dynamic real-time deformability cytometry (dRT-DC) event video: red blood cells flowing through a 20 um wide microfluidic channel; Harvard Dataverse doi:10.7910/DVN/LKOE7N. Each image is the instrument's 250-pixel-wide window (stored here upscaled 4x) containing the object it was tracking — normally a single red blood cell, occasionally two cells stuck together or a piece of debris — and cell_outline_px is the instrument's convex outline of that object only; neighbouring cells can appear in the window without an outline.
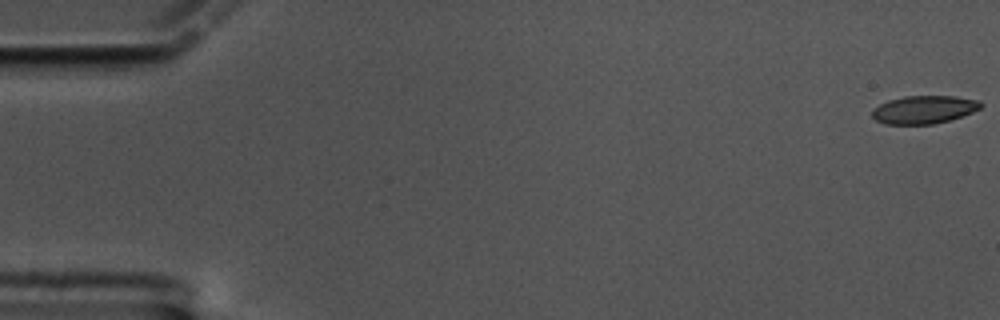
{"species": "common noctule bat (a hibernating species)", "species_latin": "Nyctalus noctula", "temperature_condition": "cold", "stored_images_in_passage": 61, "camera_frame_rate_fps": 3000, "um_per_image_px": 0.085, "animal": {"sex": "male", "body_mass_g": 17.5, "forearm_length_mm": 52.3}, "frame": {"image": 1, "passage_image": 1, "time_ms": 0.0, "image_size_px": [1000, 320], "cell_outline_px": [[984, 104], [980, 108], [972, 112], [948, 120], [932, 124], [884, 124], [876, 120], [872, 116], [872, 108], [888, 100], [904, 96], [956, 96], [980, 100]], "centroid_in_image_um": [78.53, 9.3], "position_along_channel_um": 6.5, "area_um2": 17.74}}
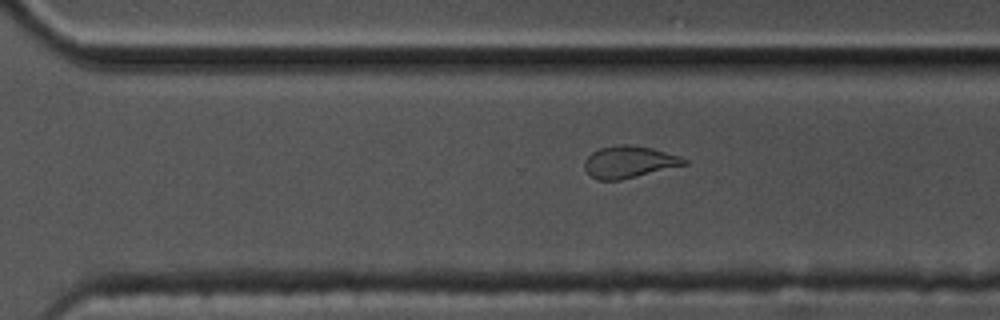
{"frame": {"image": 2, "passage_image": 42, "time_ms": 13.667, "image_size_px": [1000, 320], "cell_outline_px": [[688, 164], [620, 180], [596, 180], [584, 168], [584, 160], [592, 152], [600, 148], [620, 144], [632, 144], [652, 148], [680, 156], [688, 160]], "centroid_in_image_um": [53.47, 13.76], "position_along_channel_um": 317.1, "area_um2": 18.55}}
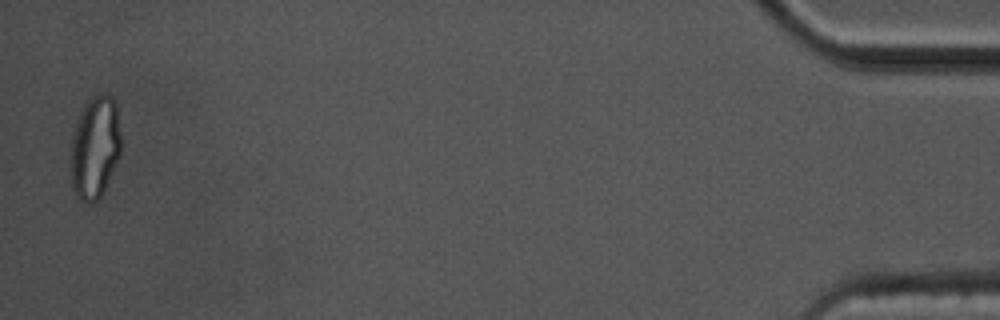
{"frame": {"image": 3, "passage_image": 60, "time_ms": 19.667, "image_size_px": [1000, 320], "cell_outline_px": [[120, 156], [100, 196], [92, 204], [88, 204], [80, 200], [76, 196], [72, 188], [68, 156], [76, 124], [80, 112], [84, 104], [96, 92], [104, 92], [112, 96], [116, 100], [120, 132]], "centroid_in_image_um": [8.04, 12.5], "position_along_channel_um": 427.2, "area_um2": 30.75}, "authors_computed_cell_mechanics": {"area_um2": 18.9584, "velocity_mm_per_s": 3.3363, "shape_relaxation_time_tau1_ms": 10.9399, "shape_relaxation_time_tau2_ms": 1.5231, "deformation_change_tau1": 0.2523, "deformation_change_tau2": 0.0803}}